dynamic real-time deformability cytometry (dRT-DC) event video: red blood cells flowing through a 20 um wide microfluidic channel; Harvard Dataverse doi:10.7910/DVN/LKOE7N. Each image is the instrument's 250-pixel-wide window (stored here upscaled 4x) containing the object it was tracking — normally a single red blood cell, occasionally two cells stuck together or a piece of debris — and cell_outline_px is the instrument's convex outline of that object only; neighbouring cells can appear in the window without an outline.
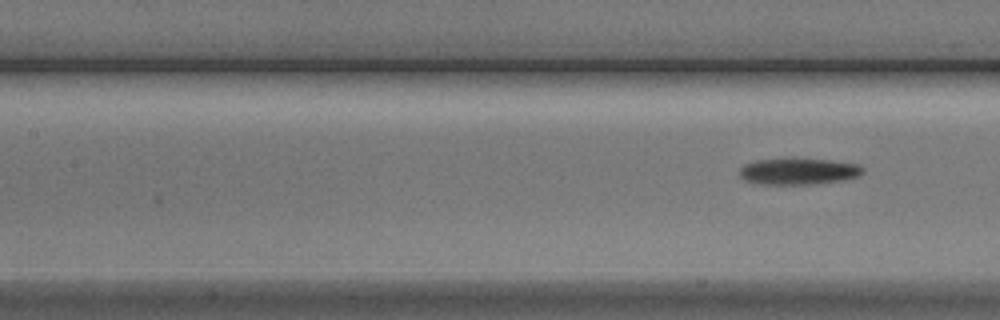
{"species": "Egyptian fruit bat (a non-hibernating species)", "species_latin": "Rousettus aegyptiacus", "temperature_condition": "cold", "stored_images_in_passage": 5, "segment_of_instrument_passage": [2, 2], "camera_frame_rate_fps": 3000, "um_per_image_px": 0.085, "animal": {"sex": "male"}, "frame": {"image": 1, "passage_image": 5, "time_ms": 5.667, "image_size_px": [1000, 320], "cell_outline_px": [[864, 172], [860, 176], [844, 180], [812, 184], [764, 184], [744, 180], [740, 176], [740, 168], [744, 164], [756, 160], [828, 160], [856, 164], [864, 168]], "centroid_in_image_um": [67.89, 14.59], "position_along_channel_um": 139.5, "area_um2": 18.5}}